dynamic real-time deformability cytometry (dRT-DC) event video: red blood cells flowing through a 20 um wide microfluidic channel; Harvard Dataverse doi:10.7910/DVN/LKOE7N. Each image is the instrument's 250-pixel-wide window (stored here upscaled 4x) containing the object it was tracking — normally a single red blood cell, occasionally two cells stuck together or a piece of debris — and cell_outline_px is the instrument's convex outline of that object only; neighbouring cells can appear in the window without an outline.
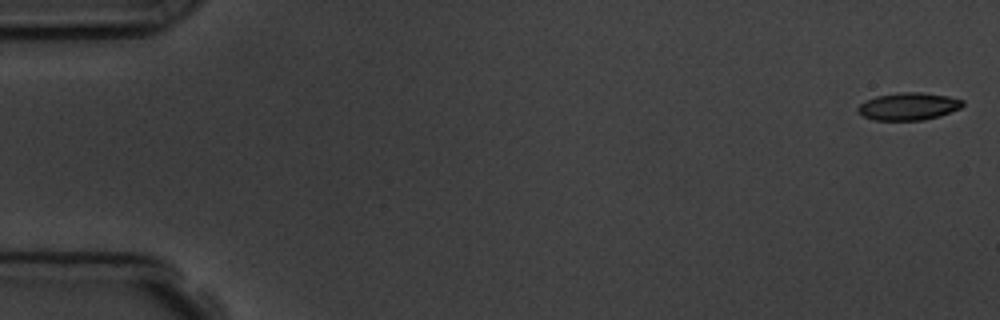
{"species": "common noctule bat (a hibernating species)", "species_latin": "Nyctalus noctula", "temperature_condition": "room temperature", "stored_images_in_passage": 4, "camera_frame_rate_fps": 3000, "um_per_image_px": 0.085, "animal": {"sex": "male", "body_mass_g": 19.5, "forearm_length_mm": 54.6}, "frame": {"image": 1, "passage_image": 1, "time_ms": 0.0, "image_size_px": [1000, 320], "cell_outline_px": [[964, 104], [960, 108], [940, 116], [924, 120], [876, 120], [864, 116], [856, 108], [860, 104], [876, 96], [900, 92], [920, 92], [948, 96], [964, 100]], "centroid_in_image_um": [77.26, 9.04], "position_along_channel_um": 7.7, "area_um2": 16.65}}